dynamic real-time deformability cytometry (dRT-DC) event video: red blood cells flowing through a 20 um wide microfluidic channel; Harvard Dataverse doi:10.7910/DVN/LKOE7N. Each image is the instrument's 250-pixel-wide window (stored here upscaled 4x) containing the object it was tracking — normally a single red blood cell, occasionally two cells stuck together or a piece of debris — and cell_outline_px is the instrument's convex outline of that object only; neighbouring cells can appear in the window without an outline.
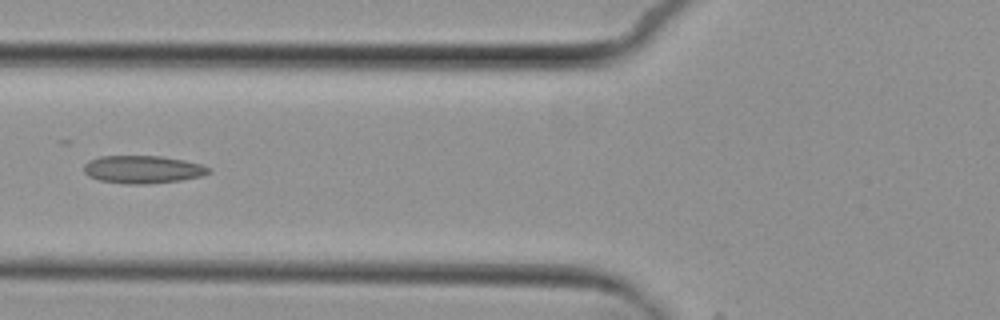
{"species": "common noctule bat (a hibernating species)", "species_latin": "Nyctalus noctula", "temperature_condition": "cold", "stored_images_in_passage": 7, "camera_frame_rate_fps": 3000, "um_per_image_px": 0.085, "animal": {"sex": "female", "body_mass_g": 29.2, "forearm_length_mm": 56.3}, "frame": {"image": 1, "passage_image": 6, "time_ms": 6.0, "image_size_px": [1000, 320], "cell_outline_px": [[212, 172], [204, 176], [180, 180], [148, 184], [124, 184], [100, 180], [88, 176], [84, 172], [84, 164], [88, 160], [100, 156], [160, 156], [184, 160], [200, 164], [212, 168]], "centroid_in_image_um": [12.15, 14.4], "position_along_channel_um": 113.6, "area_um2": 20.4}}
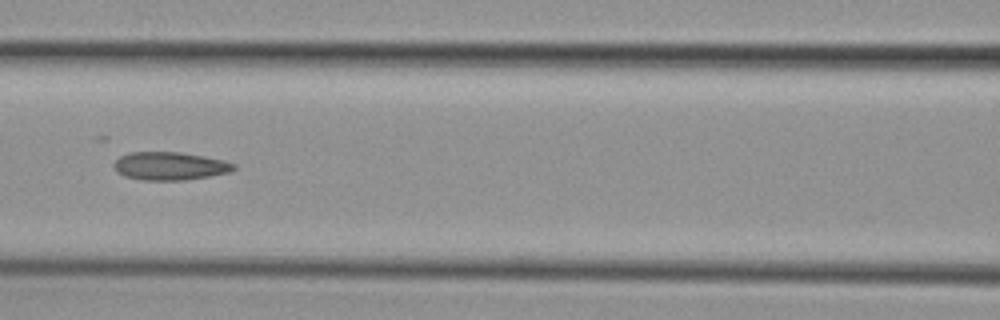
{"frame": {"image": 2, "passage_image": 7, "time_ms": 7.0, "image_size_px": [1000, 320], "cell_outline_px": [[236, 168], [232, 172], [184, 180], [140, 180], [124, 176], [116, 172], [112, 168], [112, 164], [120, 156], [128, 152], [180, 152], [204, 156], [224, 160], [236, 164]], "centroid_in_image_um": [14.41, 14.11], "position_along_channel_um": 152.2, "area_um2": 19.88}}